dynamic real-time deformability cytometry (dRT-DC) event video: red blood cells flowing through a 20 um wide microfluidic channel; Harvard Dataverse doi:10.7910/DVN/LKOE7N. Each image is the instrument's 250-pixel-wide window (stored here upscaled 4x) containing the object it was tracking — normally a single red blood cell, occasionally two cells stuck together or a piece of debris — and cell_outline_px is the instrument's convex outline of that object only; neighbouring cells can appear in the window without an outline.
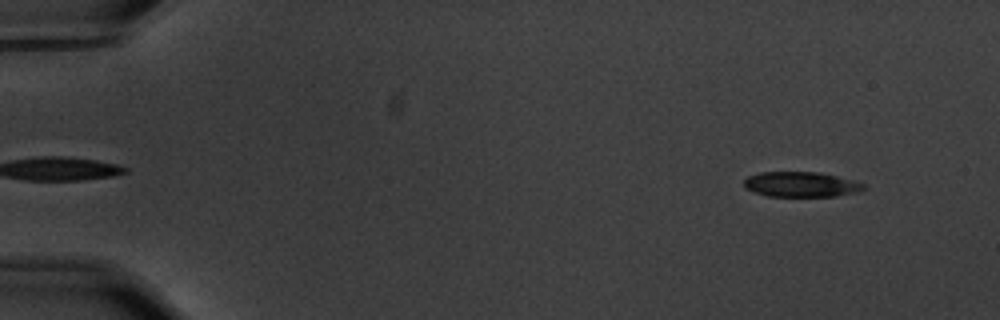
{"species": "common noctule bat (a hibernating species)", "species_latin": "Nyctalus noctula", "temperature_condition": "warm", "stored_images_in_passage": 56, "camera_frame_rate_fps": 3000, "um_per_image_px": 0.085, "animal": {"sex": "male", "body_mass_g": 20.1, "forearm_length_mm": 53.5}, "frame": {"image": 1, "passage_image": 4, "time_ms": 1.0, "image_size_px": [1000, 320], "cell_outline_px": [[868, 188], [856, 192], [836, 196], [768, 196], [744, 188], [744, 180], [748, 176], [760, 172], [820, 172], [852, 180], [864, 184]], "centroid_in_image_um": [68.09, 15.67], "position_along_channel_um": 16.9, "area_um2": 17.46}}
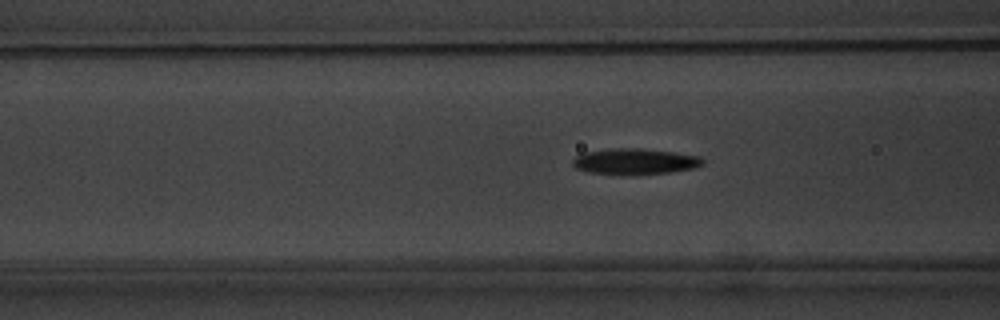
{"frame": {"image": 2, "passage_image": 22, "time_ms": 7.0, "image_size_px": [1000, 320], "cell_outline_px": [[704, 164], [696, 168], [668, 172], [632, 176], [588, 172], [576, 168], [572, 164], [572, 160], [576, 156], [584, 152], [612, 148], [640, 148], [672, 152], [700, 156], [704, 160]], "centroid_in_image_um": [53.96, 13.74], "position_along_channel_um": 112.6, "area_um2": 19.94}}
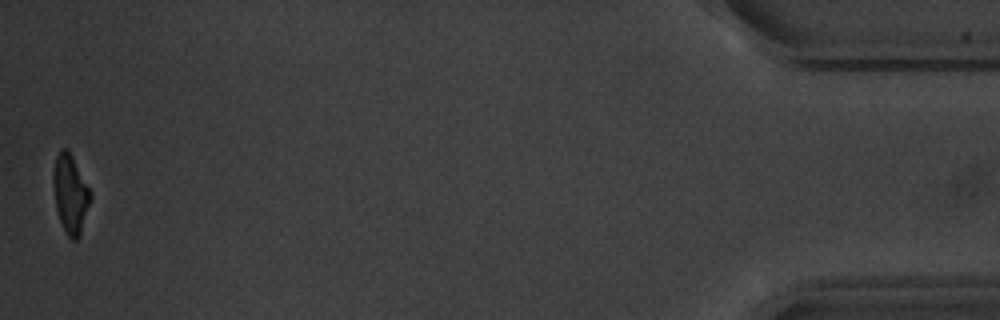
{"frame": {"image": 3, "passage_image": 56, "time_ms": 18.333, "image_size_px": [1000, 320], "cell_outline_px": [[92, 196], [80, 236], [76, 240], [72, 240], [68, 236], [60, 220], [56, 208], [52, 172], [56, 156], [60, 148], [68, 148], [92, 192]], "centroid_in_image_um": [5.99, 16.45], "position_along_channel_um": 429.2, "area_um2": 17.11}, "authors_computed_cell_mechanics": {"area_um2": 18.8717, "velocity_mm_per_s": 3.5448, "shape_relaxation_time_tau1_ms": 4.9342, "shape_relaxation_time_tau2_ms": 2.9969, "deformation_change_tau1": 0.1821, "deformation_change_tau2": 0.1153}}